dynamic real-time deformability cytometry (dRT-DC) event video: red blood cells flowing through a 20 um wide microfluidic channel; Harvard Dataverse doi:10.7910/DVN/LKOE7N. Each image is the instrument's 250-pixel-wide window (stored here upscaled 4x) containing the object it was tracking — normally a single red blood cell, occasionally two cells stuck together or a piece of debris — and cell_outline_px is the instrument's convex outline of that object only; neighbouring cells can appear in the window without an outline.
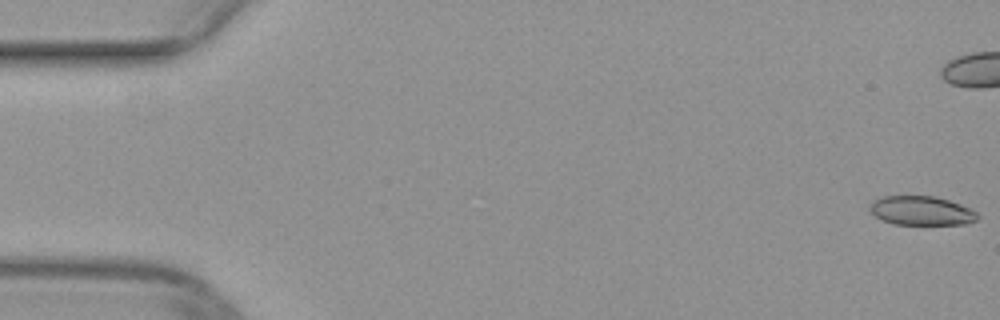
{"species": "common noctule bat (a hibernating species)", "species_latin": "Nyctalus noctula", "temperature_condition": "warm", "stored_images_in_passage": 42, "camera_frame_rate_fps": 3000, "um_per_image_px": 0.085, "animal": {"sex": "female", "body_mass_g": 29.2, "forearm_length_mm": 56.3}, "frame": {"image": 1, "passage_image": 1, "time_ms": 0.0, "image_size_px": [1000, 320], "cell_outline_px": [[980, 216], [976, 220], [968, 224], [892, 224], [876, 216], [868, 208], [872, 200], [884, 196], [936, 196], [972, 208]], "centroid_in_image_um": [78.34, 17.9], "position_along_channel_um": 6.7, "area_um2": 18.32}}
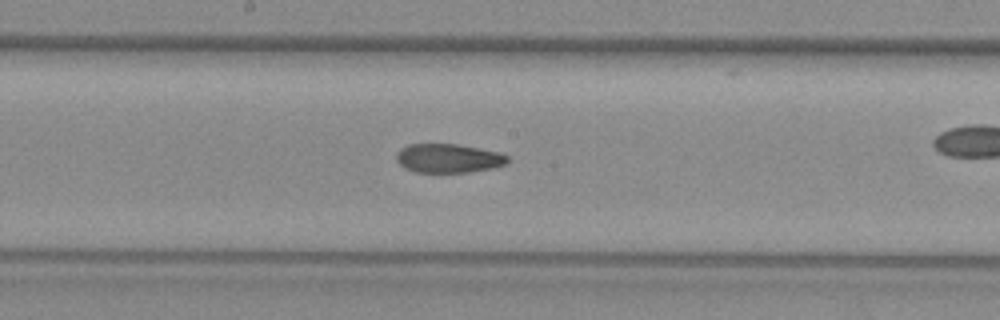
{"frame": {"image": 2, "passage_image": 27, "time_ms": 8.667, "image_size_px": [1000, 320], "cell_outline_px": [[508, 164], [492, 168], [468, 172], [416, 172], [404, 168], [396, 160], [396, 152], [400, 148], [408, 144], [456, 144], [500, 152], [508, 156]], "centroid_in_image_um": [38.1, 13.45], "position_along_channel_um": 210.1, "area_um2": 18.84}}
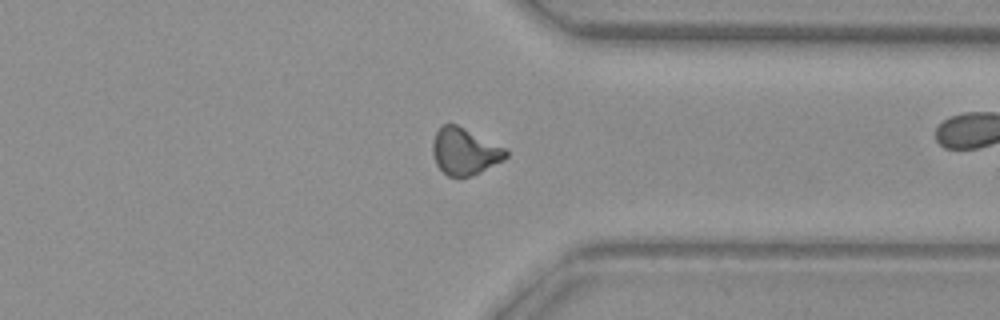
{"frame": {"image": 3, "passage_image": 39, "time_ms": 12.667, "image_size_px": [1000, 320], "cell_outline_px": [[508, 156], [504, 160], [480, 172], [468, 176], [448, 176], [436, 164], [432, 152], [432, 140], [436, 132], [444, 124], [456, 124], [508, 148]], "centroid_in_image_um": [39.52, 12.86], "position_along_channel_um": 371.9, "area_um2": 20.0}}